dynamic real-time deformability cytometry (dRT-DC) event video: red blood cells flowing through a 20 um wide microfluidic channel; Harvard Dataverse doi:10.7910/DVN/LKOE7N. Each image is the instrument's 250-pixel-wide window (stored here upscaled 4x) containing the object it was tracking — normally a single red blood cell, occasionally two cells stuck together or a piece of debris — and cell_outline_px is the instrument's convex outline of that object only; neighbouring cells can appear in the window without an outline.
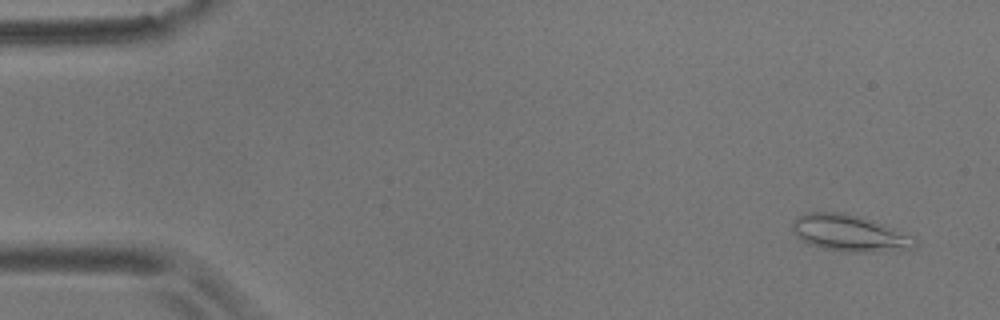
{"species": "common noctule bat (a hibernating species)", "species_latin": "Nyctalus noctula", "temperature_condition": "room temperature", "stored_images_in_passage": 55, "camera_frame_rate_fps": 3000, "um_per_image_px": 0.085, "animal": {"sex": "male", "body_mass_g": 17.9}, "frame": {"image": 1, "passage_image": 3, "time_ms": 0.667, "image_size_px": [1000, 320], "cell_outline_px": [[920, 244], [916, 248], [900, 252], [844, 252], [820, 248], [808, 244], [800, 240], [796, 236], [792, 228], [792, 220], [796, 216], [808, 212], [844, 212], [860, 216], [884, 224], [916, 236]], "centroid_in_image_um": [72.3, 19.84], "position_along_channel_um": 12.7, "area_um2": 27.22}}
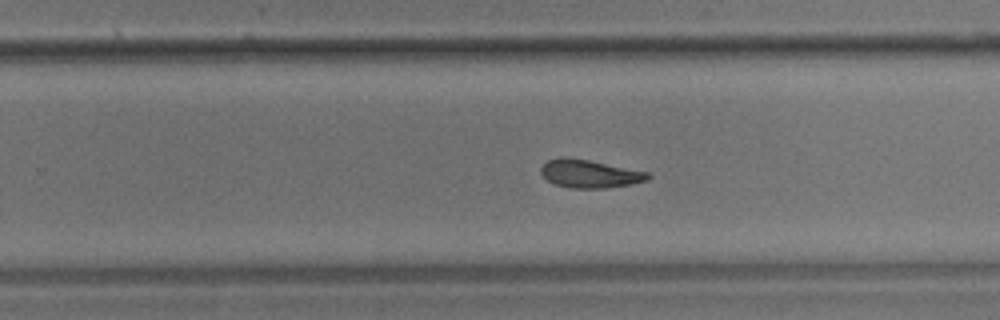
{"frame": {"image": 2, "passage_image": 35, "time_ms": 11.333, "image_size_px": [1000, 320], "cell_outline_px": [[652, 176], [648, 180], [632, 184], [608, 188], [568, 188], [556, 184], [548, 180], [540, 172], [540, 168], [548, 160], [564, 156], [588, 160], [648, 172]], "centroid_in_image_um": [50.13, 14.77], "position_along_channel_um": 279.7, "area_um2": 17.46}}
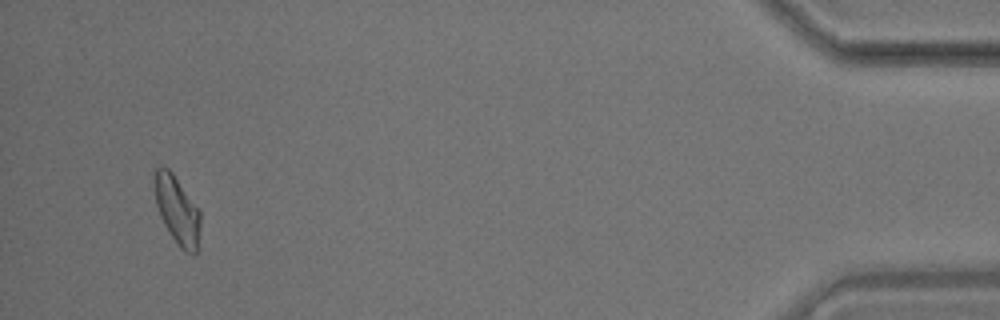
{"frame": {"image": 3, "passage_image": 53, "time_ms": 17.333, "image_size_px": [1000, 320], "cell_outline_px": [[200, 228], [196, 256], [192, 256], [184, 252], [180, 248], [164, 224], [160, 216], [156, 204], [152, 180], [152, 176], [156, 168], [168, 168], [172, 172], [200, 212]], "centroid_in_image_um": [15.04, 17.89], "position_along_channel_um": 420.2, "area_um2": 18.26}, "authors_computed_cell_mechanics": {"area_um2": 18.2648, "velocity_mm_per_s": 3.5901, "shape_relaxation_time_tau1_ms": 6.8401, "shape_relaxation_time_tau2_ms": 4.9865, "deformation_change_tau1": 0.1597, "deformation_change_tau2": 0.1097}}